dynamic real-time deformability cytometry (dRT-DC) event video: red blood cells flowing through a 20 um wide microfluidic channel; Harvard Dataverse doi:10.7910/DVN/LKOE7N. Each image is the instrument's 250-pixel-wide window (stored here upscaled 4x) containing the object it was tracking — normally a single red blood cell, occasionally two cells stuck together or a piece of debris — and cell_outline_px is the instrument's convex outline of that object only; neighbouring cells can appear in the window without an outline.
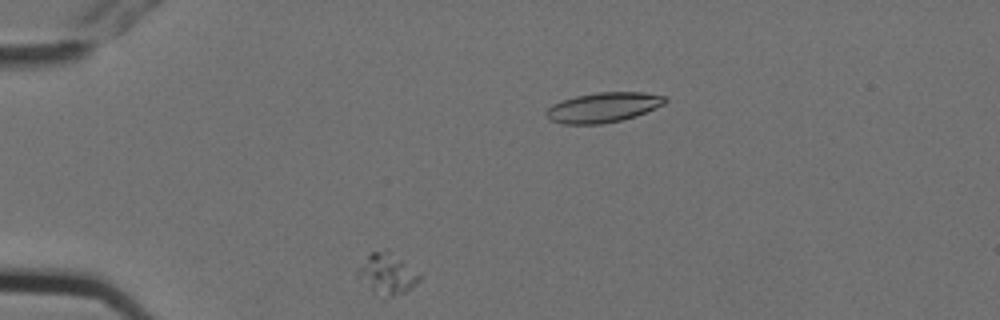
{"species": "Egyptian fruit bat (a non-hibernating species)", "species_latin": "Rousettus aegyptiacus", "temperature_condition": "cold", "stored_images_in_passage": 4, "camera_frame_rate_fps": 3000, "um_per_image_px": 0.085, "animal": {"sex": "female"}, "frame": {"image": 1, "passage_image": 2, "time_ms": 0.333, "image_size_px": [1000, 320], "cell_outline_px": [[424, 276], [416, 284], [404, 292], [392, 296], [372, 292], [360, 268], [368, 256], [372, 252], [384, 248], [388, 248], [420, 272]], "centroid_in_image_um": [33.08, 23.21], "position_along_channel_um": 51.9, "area_um2": 14.05}}
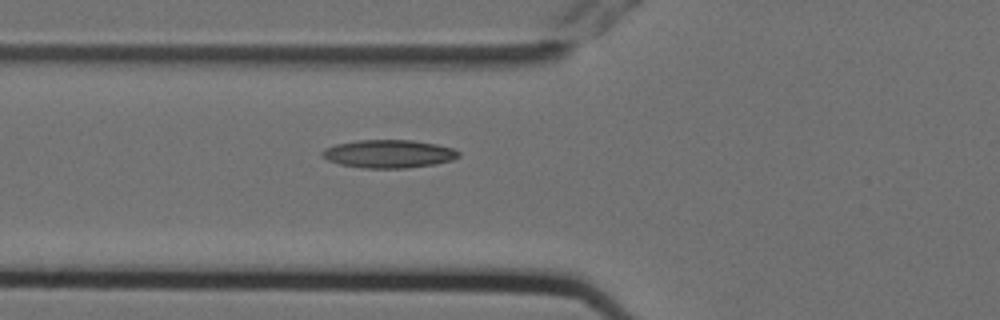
{"frame": {"image": 2, "passage_image": 4, "time_ms": 1.0, "image_size_px": [1000, 320], "cell_outline_px": [[460, 156], [452, 160], [436, 164], [404, 168], [364, 168], [340, 164], [328, 160], [320, 156], [320, 152], [324, 148], [336, 144], [356, 140], [412, 140], [436, 144], [452, 148], [460, 152]], "centroid_in_image_um": [33.02, 13.07], "position_along_channel_um": 92.8, "area_um2": 22.43}}